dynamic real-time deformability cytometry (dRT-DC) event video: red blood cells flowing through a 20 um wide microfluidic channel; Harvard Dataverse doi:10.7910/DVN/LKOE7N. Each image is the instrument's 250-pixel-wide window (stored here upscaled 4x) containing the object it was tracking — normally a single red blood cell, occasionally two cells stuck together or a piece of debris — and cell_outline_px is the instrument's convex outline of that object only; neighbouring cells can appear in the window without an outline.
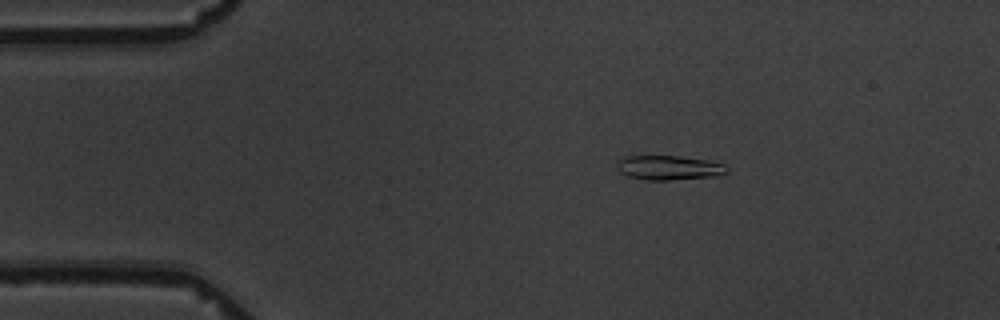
{"species": "common noctule bat (a hibernating species)", "species_latin": "Nyctalus noctula", "temperature_condition": "warm", "stored_images_in_passage": 3, "camera_frame_rate_fps": 3000, "um_per_image_px": 0.085, "animal": {"sex": "male", "body_mass_g": 19.5, "forearm_length_mm": 54.6}, "frame": {"image": 1, "passage_image": 2, "time_ms": 1.667, "image_size_px": [1000, 320], "cell_outline_px": [[728, 172], [720, 176], [668, 180], [644, 180], [628, 176], [620, 172], [616, 168], [616, 164], [624, 156], [680, 156], [708, 160], [724, 164], [728, 168]], "centroid_in_image_um": [56.88, 14.26], "position_along_channel_um": 28.1, "area_um2": 15.84}}